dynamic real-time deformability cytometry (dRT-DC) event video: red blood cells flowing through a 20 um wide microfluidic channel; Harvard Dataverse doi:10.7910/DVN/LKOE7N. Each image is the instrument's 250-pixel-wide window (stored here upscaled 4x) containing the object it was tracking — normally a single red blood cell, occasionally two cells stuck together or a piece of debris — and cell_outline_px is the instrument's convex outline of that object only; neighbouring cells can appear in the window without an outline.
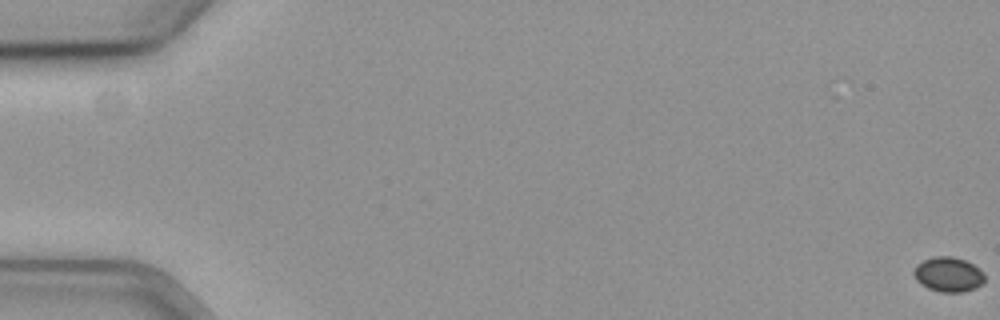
{"species": "common noctule bat (a hibernating species)", "species_latin": "Nyctalus noctula", "temperature_condition": "cold", "stored_images_in_passage": 9, "camera_frame_rate_fps": 3000, "um_per_image_px": 0.085, "animal": {"sex": "female", "body_mass_g": 19.3, "forearm_length_mm": 54.1}, "frame": {"image": 1, "passage_image": 1, "time_ms": 0.0, "image_size_px": [1000, 320], "cell_outline_px": [[984, 284], [976, 288], [964, 292], [940, 292], [928, 288], [920, 284], [916, 280], [912, 272], [916, 264], [932, 256], [952, 256], [964, 260], [972, 264], [984, 272]], "centroid_in_image_um": [80.6, 23.33], "position_along_channel_um": 4.4, "area_um2": 14.57}}